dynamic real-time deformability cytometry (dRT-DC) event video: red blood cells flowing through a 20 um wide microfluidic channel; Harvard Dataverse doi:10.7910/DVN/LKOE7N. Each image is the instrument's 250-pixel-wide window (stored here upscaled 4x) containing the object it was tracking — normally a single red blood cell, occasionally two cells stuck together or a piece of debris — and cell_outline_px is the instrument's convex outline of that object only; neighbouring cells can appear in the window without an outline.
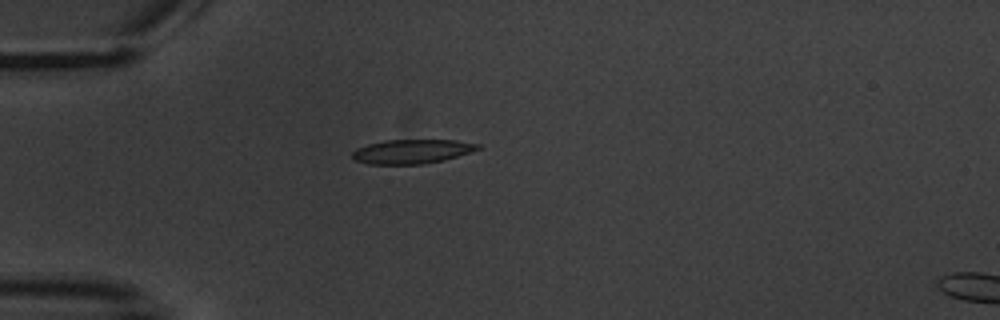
{"species": "common noctule bat (a hibernating species)", "species_latin": "Nyctalus noctula", "temperature_condition": "warm", "stored_images_in_passage": 1, "camera_frame_rate_fps": 3000, "um_per_image_px": 0.085, "animal": {"sex": "male", "body_mass_g": 20.1, "forearm_length_mm": 53.5}, "frame": {"image": 1, "passage_image": 1, "time_ms": 0.0, "image_size_px": [1000, 320], "cell_outline_px": [[480, 148], [444, 160], [420, 164], [368, 164], [356, 160], [352, 156], [352, 152], [356, 148], [368, 144], [384, 140], [456, 140], [480, 144]], "centroid_in_image_um": [34.98, 12.87], "position_along_channel_um": 50.0, "area_um2": 17.51}}